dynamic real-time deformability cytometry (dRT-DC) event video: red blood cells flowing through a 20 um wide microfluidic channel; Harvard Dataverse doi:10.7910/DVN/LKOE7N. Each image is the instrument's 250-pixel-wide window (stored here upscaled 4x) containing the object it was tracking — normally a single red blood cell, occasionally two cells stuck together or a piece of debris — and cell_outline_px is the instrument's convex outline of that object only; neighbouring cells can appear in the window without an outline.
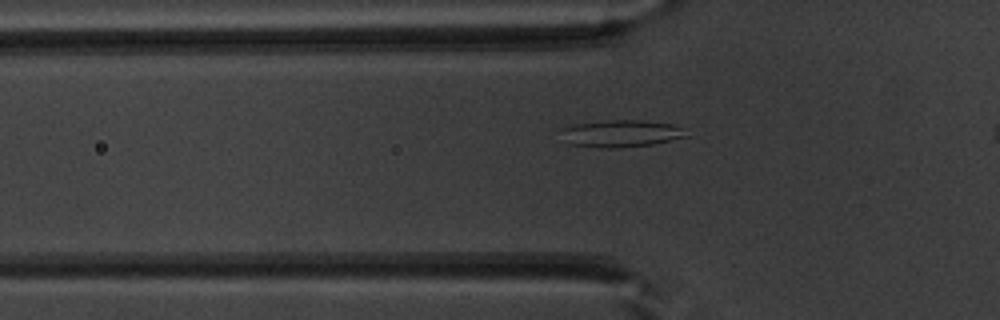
{"species": "common noctule bat (a hibernating species)", "species_latin": "Nyctalus noctula", "temperature_condition": "warm", "stored_images_in_passage": 37, "segment_of_instrument_passage": [1, 2], "camera_frame_rate_fps": 3000, "um_per_image_px": 0.085, "animal": {"sex": "male", "body_mass_g": 20.1, "forearm_length_mm": 53.5}, "frame": {"image": 1, "passage_image": 9, "time_ms": 2.667, "image_size_px": [1000, 320], "cell_outline_px": [[688, 136], [652, 144], [616, 148], [600, 148], [568, 144], [560, 128], [576, 124], [608, 120], [644, 120], [672, 124], [684, 128]], "centroid_in_image_um": [52.8, 11.34], "position_along_channel_um": 73.0, "area_um2": 19.71}}
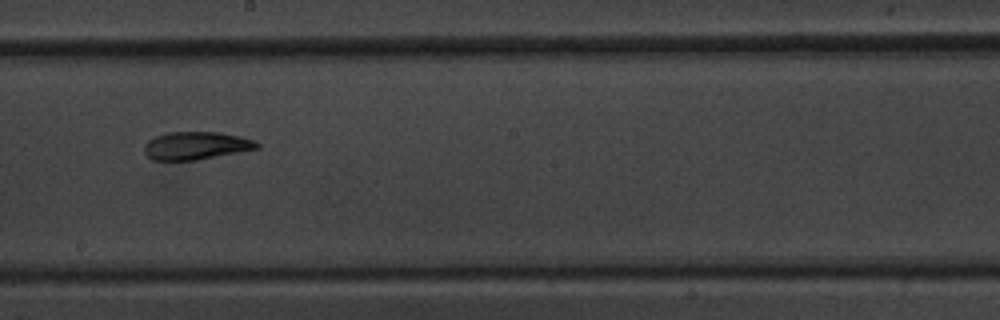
{"frame": {"image": 2, "passage_image": 21, "time_ms": 6.667, "image_size_px": [1000, 320], "cell_outline_px": [[260, 148], [196, 160], [152, 160], [144, 152], [144, 144], [148, 140], [156, 136], [168, 132], [220, 132], [240, 136], [252, 140], [260, 144]], "centroid_in_image_um": [16.65, 12.38], "position_along_channel_um": 231.5, "area_um2": 18.26}}
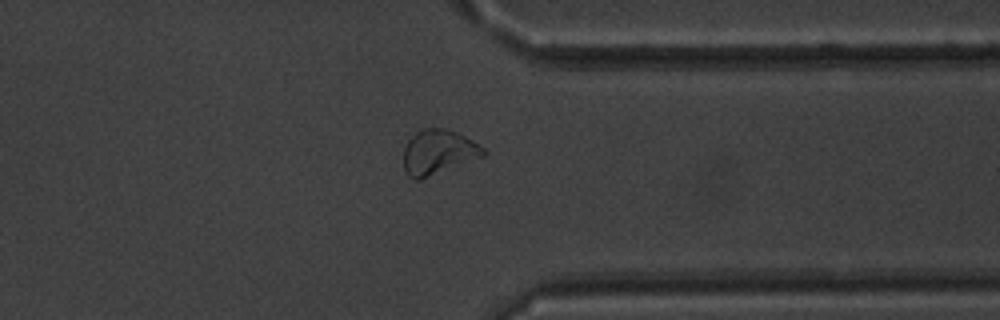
{"frame": {"image": 3, "passage_image": 32, "time_ms": 10.333, "image_size_px": [1000, 320], "cell_outline_px": [[484, 156], [420, 180], [416, 180], [408, 176], [404, 172], [404, 148], [408, 140], [416, 132], [424, 128], [444, 128], [456, 132], [472, 140], [484, 148]], "centroid_in_image_um": [37.22, 12.94], "position_along_channel_um": 374.2, "area_um2": 20.69}}